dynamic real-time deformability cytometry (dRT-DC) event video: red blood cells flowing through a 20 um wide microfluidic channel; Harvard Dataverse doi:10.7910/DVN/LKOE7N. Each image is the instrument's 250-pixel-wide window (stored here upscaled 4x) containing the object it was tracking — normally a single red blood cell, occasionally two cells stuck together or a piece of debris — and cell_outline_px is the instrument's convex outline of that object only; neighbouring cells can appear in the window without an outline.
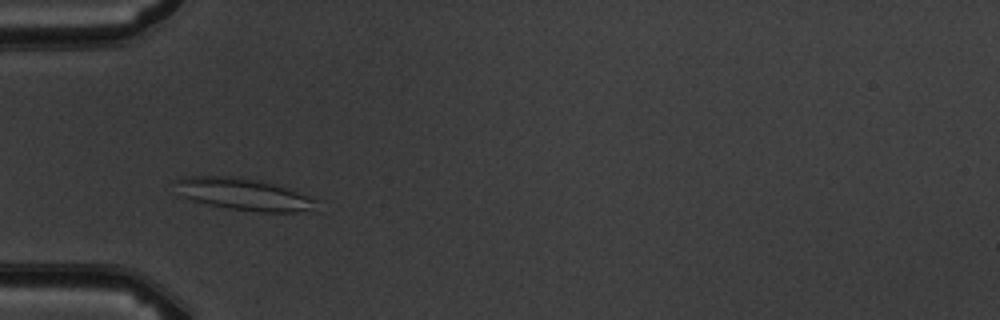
{"species": "common noctule bat (a hibernating species)", "species_latin": "Nyctalus noctula", "temperature_condition": "warm", "stored_images_in_passage": 6, "camera_frame_rate_fps": 3000, "um_per_image_px": 0.085, "animal": {"sex": "male", "body_mass_g": 19.5, "forearm_length_mm": 54.6}, "frame": {"image": 1, "passage_image": 2, "time_ms": 1.333, "image_size_px": [1000, 320], "cell_outline_px": [[324, 200], [308, 208], [296, 212], [260, 212], [228, 208], [208, 204], [192, 200], [184, 196], [172, 180], [184, 176], [244, 176], [280, 184]], "centroid_in_image_um": [20.79, 16.47], "position_along_channel_um": 64.2, "area_um2": 26.76}}
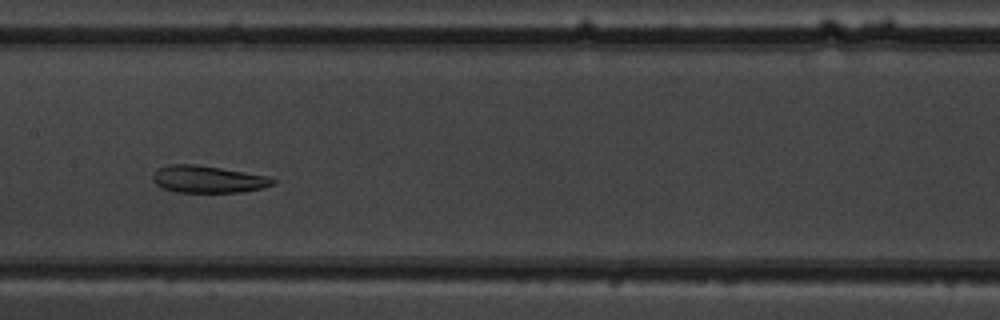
{"frame": {"image": 2, "passage_image": 5, "time_ms": 4.667, "image_size_px": [1000, 320], "cell_outline_px": [[276, 184], [264, 188], [240, 192], [176, 192], [164, 188], [156, 184], [152, 180], [152, 176], [156, 168], [168, 164], [196, 164], [268, 176], [276, 180]], "centroid_in_image_um": [17.67, 15.23], "position_along_channel_um": 189.7, "area_um2": 19.07}}
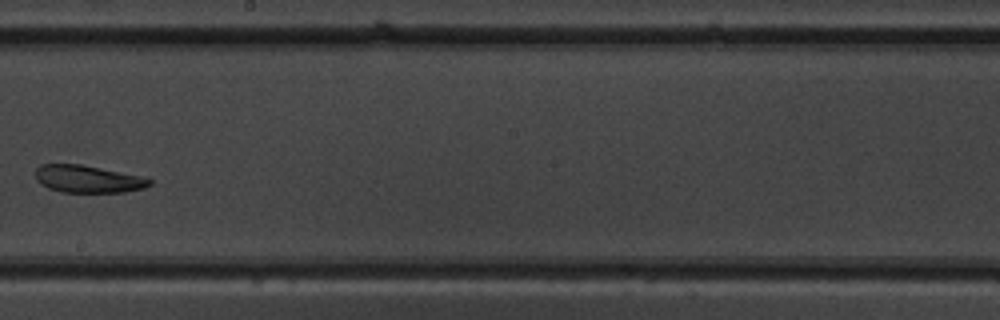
{"frame": {"image": 3, "passage_image": 6, "time_ms": 6.0, "image_size_px": [1000, 320], "cell_outline_px": [[152, 184], [144, 188], [124, 192], [60, 192], [48, 188], [40, 184], [36, 180], [36, 168], [40, 164], [80, 164], [140, 176], [152, 180]], "centroid_in_image_um": [7.44, 15.22], "position_along_channel_um": 240.8, "area_um2": 18.15}}